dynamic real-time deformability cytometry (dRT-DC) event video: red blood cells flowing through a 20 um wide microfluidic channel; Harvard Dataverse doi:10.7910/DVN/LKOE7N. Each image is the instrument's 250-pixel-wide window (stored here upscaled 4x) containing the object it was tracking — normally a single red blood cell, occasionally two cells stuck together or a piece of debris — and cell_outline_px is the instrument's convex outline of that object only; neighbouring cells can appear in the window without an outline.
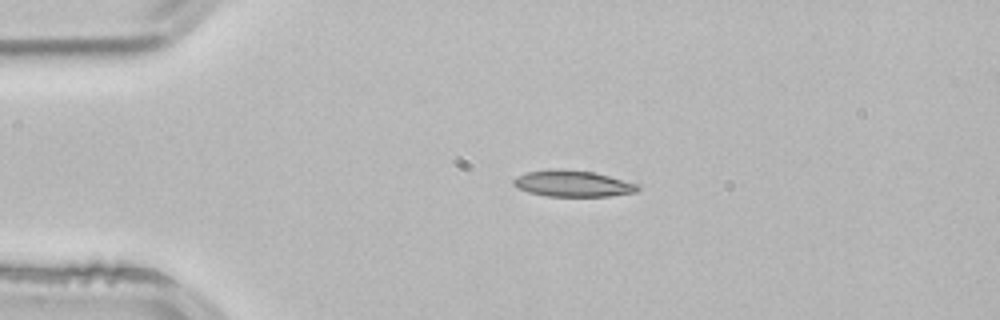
{"species": "common noctule bat (a hibernating species)", "species_latin": "Nyctalus noctula", "temperature_condition": "room temperature", "stored_images_in_passage": 2, "camera_frame_rate_fps": 3000, "um_per_image_px": 0.085, "animal": {"sex": "male", "body_mass_g": 21.5, "forearm_length_mm": 52.0}, "frame": {"image": 1, "passage_image": 1, "time_ms": 0.0, "image_size_px": [1000, 320], "cell_outline_px": [[640, 188], [636, 192], [608, 196], [548, 196], [528, 192], [516, 188], [512, 184], [512, 180], [516, 176], [528, 172], [592, 172], [608, 176], [636, 184]], "centroid_in_image_um": [48.67, 15.66], "position_along_channel_um": 36.3, "area_um2": 17.92}}